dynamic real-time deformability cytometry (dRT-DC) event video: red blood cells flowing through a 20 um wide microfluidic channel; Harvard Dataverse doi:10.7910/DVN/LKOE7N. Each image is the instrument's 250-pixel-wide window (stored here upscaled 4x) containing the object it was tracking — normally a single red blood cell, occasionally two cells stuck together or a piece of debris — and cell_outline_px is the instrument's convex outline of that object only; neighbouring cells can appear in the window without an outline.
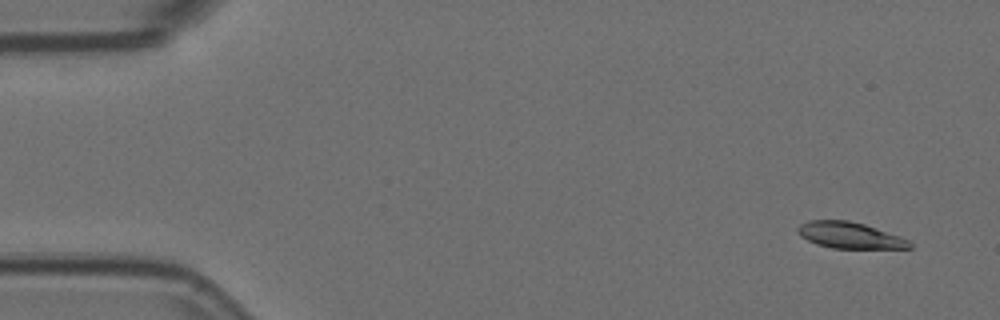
{"species": "Egyptian fruit bat (a non-hibernating species)", "species_latin": "Rousettus aegyptiacus", "temperature_condition": "room temperature", "stored_images_in_passage": 5, "camera_frame_rate_fps": 3000, "um_per_image_px": 0.085, "animal": {"sex": "female"}, "frame": {"image": 1, "passage_image": 1, "time_ms": 0.0, "image_size_px": [1000, 320], "cell_outline_px": [[912, 248], [832, 248], [816, 244], [800, 236], [796, 232], [796, 228], [800, 224], [808, 220], [848, 220], [864, 224], [900, 236], [908, 240], [912, 244]], "centroid_in_image_um": [72.19, 19.99], "position_along_channel_um": 12.8, "area_um2": 17.11}}
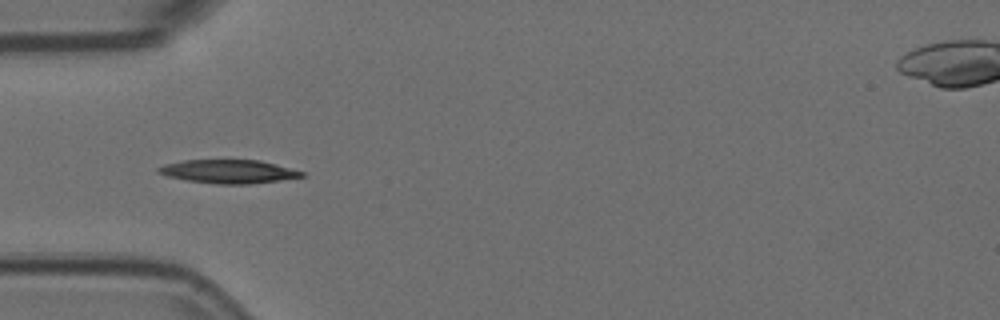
{"frame": {"image": 2, "passage_image": 5, "time_ms": 1.333, "image_size_px": [1000, 320], "cell_outline_px": [[308, 176], [280, 180], [248, 184], [216, 184], [184, 180], [168, 176], [156, 172], [156, 168], [164, 164], [184, 160], [260, 160], [276, 164], [304, 172]], "centroid_in_image_um": [19.42, 14.58], "position_along_channel_um": 65.6, "area_um2": 19.77}}